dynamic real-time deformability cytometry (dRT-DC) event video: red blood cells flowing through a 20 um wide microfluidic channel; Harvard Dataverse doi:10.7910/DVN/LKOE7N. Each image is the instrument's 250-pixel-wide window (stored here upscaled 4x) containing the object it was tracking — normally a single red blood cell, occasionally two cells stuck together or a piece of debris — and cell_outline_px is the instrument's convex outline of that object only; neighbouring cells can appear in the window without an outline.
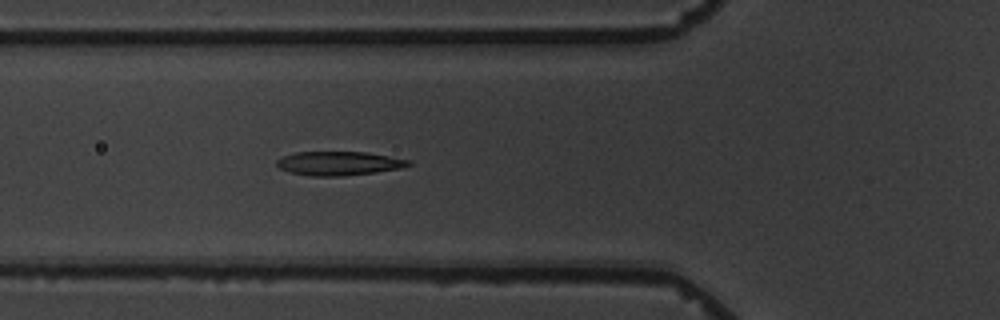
{"species": "common noctule bat (a hibernating species)", "species_latin": "Nyctalus noctula", "temperature_condition": "warm", "stored_images_in_passage": 6, "camera_frame_rate_fps": 3000, "um_per_image_px": 0.085, "animal": {"sex": "male", "body_mass_g": 19.5, "forearm_length_mm": 54.6}, "frame": {"image": 1, "passage_image": 6, "time_ms": 5.667, "image_size_px": [1000, 320], "cell_outline_px": [[412, 164], [400, 168], [376, 172], [340, 176], [312, 176], [292, 172], [280, 168], [276, 164], [276, 160], [284, 156], [296, 152], [368, 152], [412, 160]], "centroid_in_image_um": [28.85, 13.88], "position_along_channel_um": 97.0, "area_um2": 18.26}}